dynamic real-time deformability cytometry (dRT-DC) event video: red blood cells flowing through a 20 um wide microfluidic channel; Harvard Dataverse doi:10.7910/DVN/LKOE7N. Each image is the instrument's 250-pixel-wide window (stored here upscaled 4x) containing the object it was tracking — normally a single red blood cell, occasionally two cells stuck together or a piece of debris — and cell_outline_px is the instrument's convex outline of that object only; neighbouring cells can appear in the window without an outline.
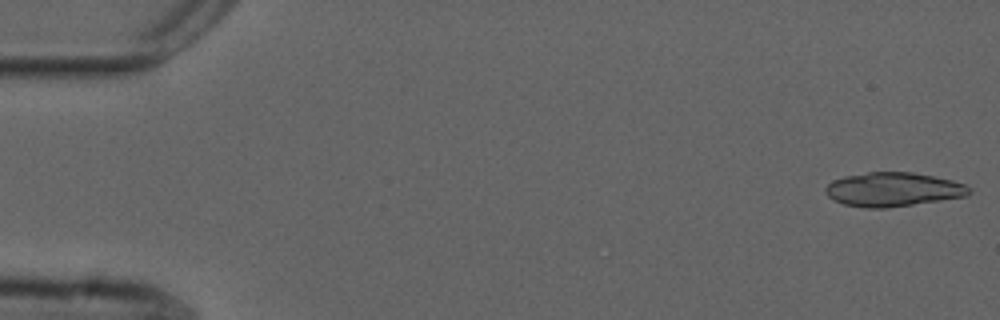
{"species": "common noctule bat (a hibernating species)", "species_latin": "Nyctalus noctula", "temperature_condition": "cold", "stored_images_in_passage": 14, "camera_frame_rate_fps": 3000, "um_per_image_px": 0.085, "animal": {"sex": "male", "forearm_length_mm": 52.5}, "frame": {"image": 1, "passage_image": 1, "time_ms": 0.0, "image_size_px": [1000, 320], "cell_outline_px": [[972, 192], [968, 196], [888, 208], [864, 208], [844, 204], [832, 200], [824, 192], [824, 188], [832, 180], [844, 176], [868, 172], [912, 172], [952, 180], [964, 184], [972, 188]], "centroid_in_image_um": [75.9, 16.11], "position_along_channel_um": 9.1, "area_um2": 28.73}}